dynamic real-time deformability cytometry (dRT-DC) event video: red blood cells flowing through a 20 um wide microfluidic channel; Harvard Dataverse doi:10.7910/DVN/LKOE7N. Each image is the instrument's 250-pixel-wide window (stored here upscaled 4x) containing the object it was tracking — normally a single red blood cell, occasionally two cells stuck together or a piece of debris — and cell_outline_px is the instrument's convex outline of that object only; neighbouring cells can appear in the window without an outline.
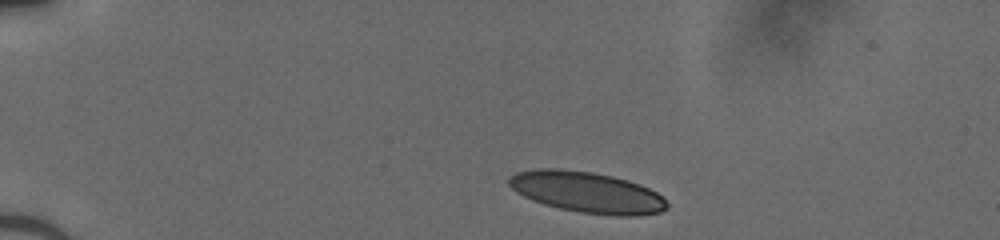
{"species": "human", "species_latin": "Homo sapiens", "temperature_condition": "cold", "stored_images_in_passage": 40, "camera_frame_rate_fps": 3000, "um_per_image_px": 0.085, "donor": {"sex": "male"}, "frame": {"image": 1, "passage_image": 1, "time_ms": 0.0, "image_size_px": [1000, 240], "cell_outline_px": [[668, 208], [660, 212], [636, 216], [616, 216], [580, 212], [560, 208], [544, 204], [532, 200], [516, 192], [508, 184], [508, 180], [516, 172], [536, 168], [556, 168], [592, 172], [612, 176], [628, 180], [640, 184], [656, 192], [668, 204]], "centroid_in_image_um": [49.89, 16.34], "position_along_channel_um": 35.1, "area_um2": 37.69}}
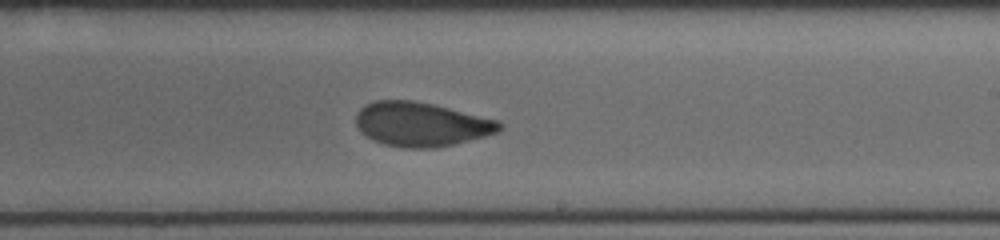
{"frame": {"image": 2, "passage_image": 22, "time_ms": 7.0, "image_size_px": [1000, 240], "cell_outline_px": [[504, 128], [496, 132], [484, 136], [452, 144], [432, 148], [404, 148], [384, 144], [372, 140], [360, 132], [356, 124], [356, 112], [364, 104], [376, 100], [412, 100], [432, 104], [500, 120], [504, 124]], "centroid_in_image_um": [35.78, 10.55], "position_along_channel_um": 253.2, "area_um2": 37.05}}
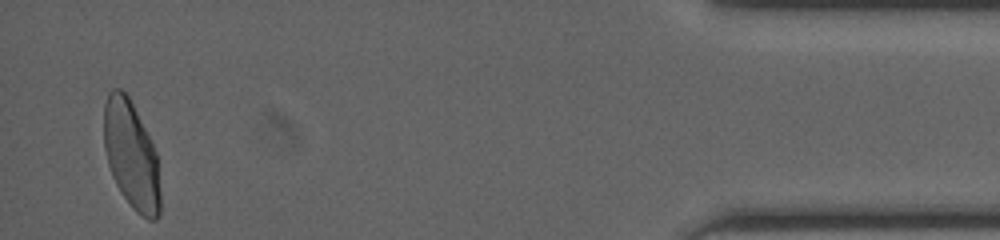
{"frame": {"image": 3, "passage_image": 39, "time_ms": 12.667, "image_size_px": [1000, 240], "cell_outline_px": [[160, 216], [156, 220], [148, 220], [136, 212], [120, 192], [112, 176], [108, 164], [104, 148], [104, 104], [108, 92], [112, 88], [120, 88], [128, 96], [156, 152], [160, 192]], "centroid_in_image_um": [11.14, 13.22], "position_along_channel_um": 424.1, "area_um2": 35.26}}